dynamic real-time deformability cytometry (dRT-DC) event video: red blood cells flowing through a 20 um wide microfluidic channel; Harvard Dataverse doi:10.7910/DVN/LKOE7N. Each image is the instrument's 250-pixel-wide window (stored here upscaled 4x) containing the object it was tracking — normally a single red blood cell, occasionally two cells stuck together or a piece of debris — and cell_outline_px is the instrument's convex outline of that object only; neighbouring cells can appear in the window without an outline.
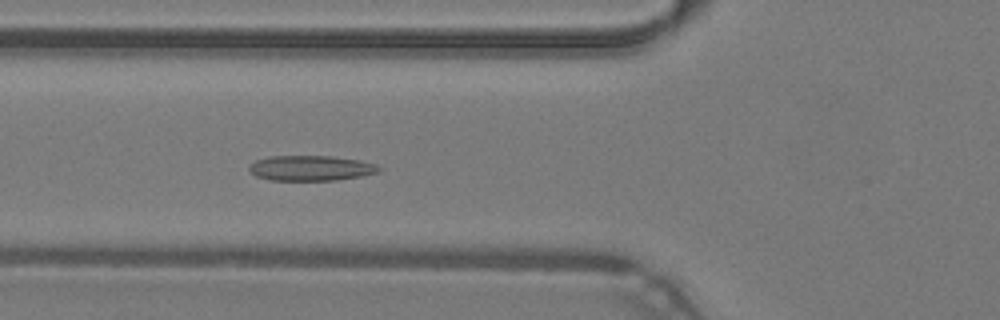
{"species": "common noctule bat (a hibernating species)", "species_latin": "Nyctalus noctula", "temperature_condition": "warm", "stored_images_in_passage": 47, "camera_frame_rate_fps": 3000, "um_per_image_px": 0.085, "animal": {"sex": "male", "body_mass_g": 19.2, "forearm_length_mm": 51.8}, "frame": {"image": 1, "passage_image": 17, "time_ms": 5.333, "image_size_px": [1000, 320], "cell_outline_px": [[380, 172], [360, 176], [336, 180], [272, 180], [256, 176], [248, 168], [256, 160], [268, 156], [332, 156], [360, 160], [376, 164], [380, 168]], "centroid_in_image_um": [26.45, 14.28], "position_along_channel_um": 99.4, "area_um2": 18.96}}
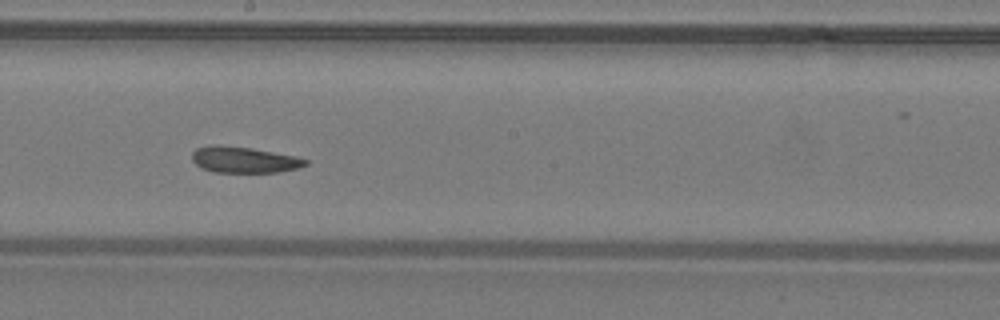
{"frame": {"image": 2, "passage_image": 26, "time_ms": 8.333, "image_size_px": [1000, 320], "cell_outline_px": [[308, 164], [300, 168], [280, 172], [216, 172], [200, 168], [192, 160], [192, 152], [196, 148], [252, 148], [296, 156], [308, 160]], "centroid_in_image_um": [20.85, 13.63], "position_along_channel_um": 227.3, "area_um2": 16.59}}
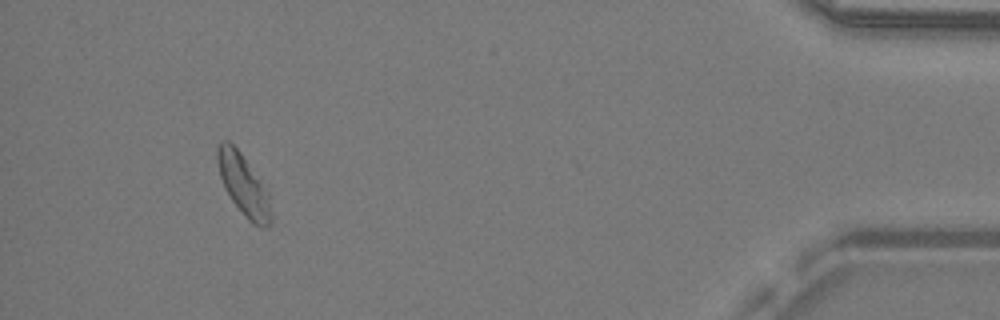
{"frame": {"image": 3, "passage_image": 44, "time_ms": 14.333, "image_size_px": [1000, 320], "cell_outline_px": [[272, 220], [268, 228], [260, 228], [252, 224], [244, 216], [232, 200], [224, 188], [220, 176], [216, 160], [216, 152], [220, 144], [224, 140], [228, 140], [240, 152], [268, 188], [272, 216]], "centroid_in_image_um": [20.74, 15.77], "position_along_channel_um": 414.5, "area_um2": 19.48}, "authors_computed_cell_mechanics": {"area_um2": 18.7272, "velocity_mm_per_s": 4.2495, "shape_relaxation_time_tau1_ms": 10.5457, "shape_relaxation_time_tau2_ms": 4.8606, "deformation_change_tau1": 0.1994, "deformation_change_tau2": 0.0918}}